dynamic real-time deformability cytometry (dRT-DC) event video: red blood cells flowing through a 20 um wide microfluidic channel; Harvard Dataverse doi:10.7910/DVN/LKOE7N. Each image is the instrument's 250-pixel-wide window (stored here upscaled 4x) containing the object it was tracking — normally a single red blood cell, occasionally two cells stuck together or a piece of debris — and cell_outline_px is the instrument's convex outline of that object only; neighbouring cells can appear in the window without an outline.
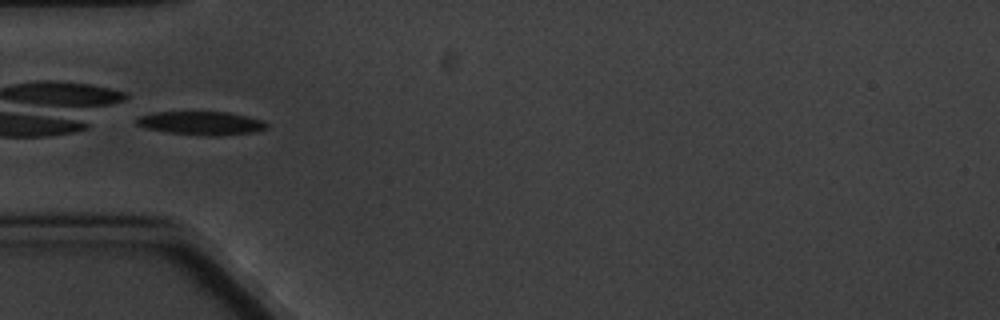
{"species": "common noctule bat (a hibernating species)", "species_latin": "Nyctalus noctula", "temperature_condition": "cold", "stored_images_in_passage": 5, "camera_frame_rate_fps": 3000, "um_per_image_px": 0.085, "animal": {"sex": "male", "body_mass_g": 20.1, "forearm_length_mm": 53.5}, "frame": {"image": 1, "passage_image": 4, "time_ms": 3.333, "image_size_px": [1000, 320], "cell_outline_px": [[268, 128], [252, 132], [220, 136], [212, 136], [168, 132], [144, 128], [136, 124], [132, 120], [140, 116], [152, 112], [228, 112], [264, 120], [268, 124]], "centroid_in_image_um": [17.08, 10.46], "position_along_channel_um": 67.9, "area_um2": 17.92}}